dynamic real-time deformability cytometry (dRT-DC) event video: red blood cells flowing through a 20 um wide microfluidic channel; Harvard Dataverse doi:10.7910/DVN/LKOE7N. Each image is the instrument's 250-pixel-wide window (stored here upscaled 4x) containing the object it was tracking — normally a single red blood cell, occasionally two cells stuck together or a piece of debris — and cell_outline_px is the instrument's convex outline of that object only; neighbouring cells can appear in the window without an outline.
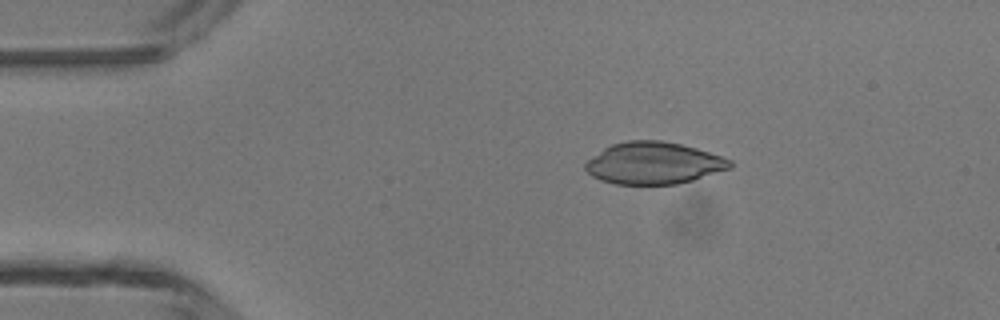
{"species": "common noctule bat (a hibernating species)", "species_latin": "Nyctalus noctula", "temperature_condition": "room temperature", "stored_images_in_passage": 3, "camera_frame_rate_fps": 3000, "um_per_image_px": 0.085, "animal": {"sex": "male", "body_mass_g": 13.3}, "frame": {"image": 1, "passage_image": 2, "time_ms": 1.333, "image_size_px": [1000, 320], "cell_outline_px": [[732, 168], [692, 180], [676, 184], [616, 184], [600, 180], [592, 176], [584, 168], [584, 164], [588, 160], [604, 148], [612, 144], [628, 140], [660, 140], [680, 144], [696, 148], [732, 160]], "centroid_in_image_um": [55.55, 13.87], "position_along_channel_um": 29.4, "area_um2": 35.2}}